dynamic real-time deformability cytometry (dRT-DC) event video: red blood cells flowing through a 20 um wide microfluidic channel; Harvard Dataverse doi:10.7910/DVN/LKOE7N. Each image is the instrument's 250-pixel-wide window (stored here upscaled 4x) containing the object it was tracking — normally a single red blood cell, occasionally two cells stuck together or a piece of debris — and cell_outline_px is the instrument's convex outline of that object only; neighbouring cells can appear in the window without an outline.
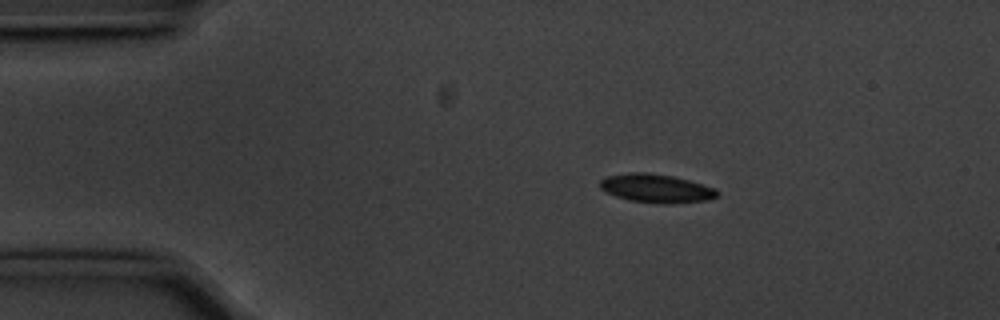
{"species": "common noctule bat (a hibernating species)", "species_latin": "Nyctalus noctula", "temperature_condition": "cold", "stored_images_in_passage": 55, "camera_frame_rate_fps": 3000, "um_per_image_px": 0.085, "animal": {"sex": "male", "body_mass_g": 20.1, "forearm_length_mm": 53.5}, "frame": {"image": 1, "passage_image": 9, "time_ms": 2.667, "image_size_px": [1000, 320], "cell_outline_px": [[720, 192], [716, 196], [708, 200], [668, 204], [660, 204], [628, 200], [604, 192], [600, 188], [600, 180], [604, 176], [628, 172], [648, 172], [672, 176], [688, 180], [716, 188]], "centroid_in_image_um": [55.74, 16.01], "position_along_channel_um": 29.3, "area_um2": 19.77}}
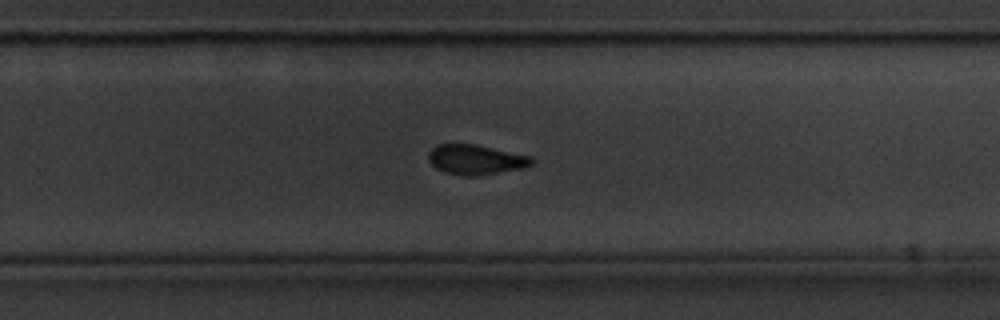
{"frame": {"image": 2, "passage_image": 35, "time_ms": 11.333, "image_size_px": [1000, 320], "cell_outline_px": [[532, 164], [524, 168], [476, 176], [464, 176], [444, 172], [436, 168], [428, 160], [428, 152], [436, 144], [476, 144], [532, 156]], "centroid_in_image_um": [40.42, 13.56], "position_along_channel_um": 289.4, "area_um2": 18.09}}
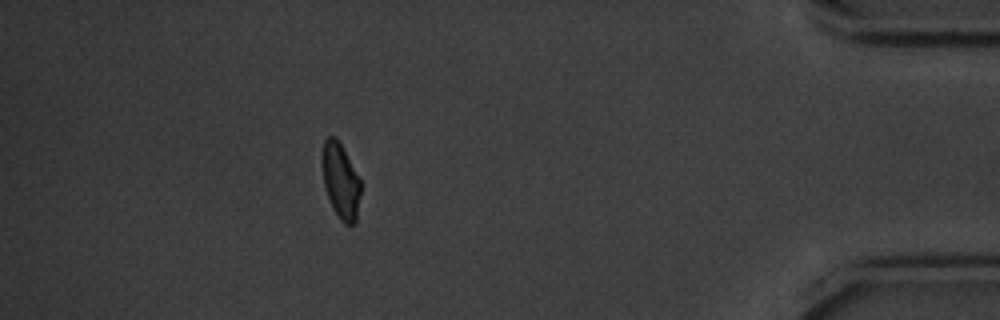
{"frame": {"image": 3, "passage_image": 49, "time_ms": 16.0, "image_size_px": [1000, 320], "cell_outline_px": [[360, 192], [356, 220], [352, 224], [344, 224], [340, 220], [332, 208], [324, 184], [324, 140], [328, 136], [336, 136], [360, 176]], "centroid_in_image_um": [28.99, 15.39], "position_along_channel_um": 406.2, "area_um2": 16.53}, "authors_computed_cell_mechanics": {"area_um2": 18.1492, "velocity_mm_per_s": 3.5677, "shape_relaxation_time_tau1_ms": 2.3837, "shape_relaxation_time_tau2_ms": 2.6503, "deformation_change_tau1": 0.1047, "deformation_change_tau2": 0.0853}}